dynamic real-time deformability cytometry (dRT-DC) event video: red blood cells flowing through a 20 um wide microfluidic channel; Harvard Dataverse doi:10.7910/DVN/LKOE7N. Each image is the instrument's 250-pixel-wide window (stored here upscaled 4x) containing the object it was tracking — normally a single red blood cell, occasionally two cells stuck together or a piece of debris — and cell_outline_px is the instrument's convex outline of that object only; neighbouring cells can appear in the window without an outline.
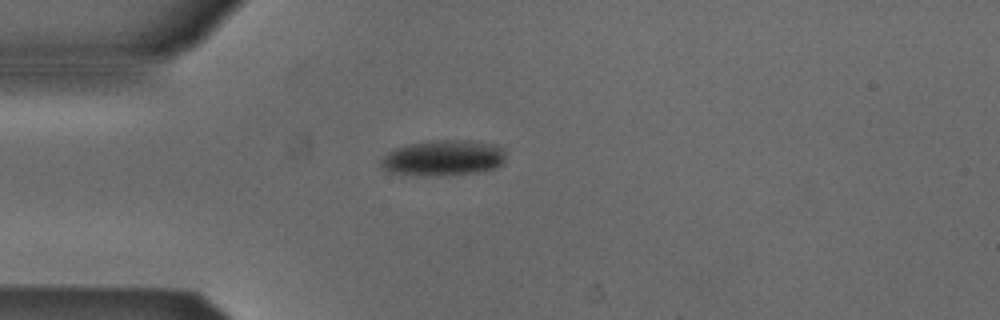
{"species": "Egyptian fruit bat (a non-hibernating species)", "species_latin": "Rousettus aegyptiacus", "temperature_condition": "cold", "stored_images_in_passage": 25, "camera_frame_rate_fps": 3000, "um_per_image_px": 0.085, "animal": {"sex": "male"}, "frame": {"image": 1, "passage_image": 1, "time_ms": 0.0, "image_size_px": [1000, 320], "cell_outline_px": [[504, 164], [496, 168], [476, 172], [388, 172], [380, 168], [380, 156], [392, 148], [408, 144], [440, 140], [460, 140], [492, 144], [500, 148], [504, 152]], "centroid_in_image_um": [37.63, 13.36], "position_along_channel_um": 47.4, "area_um2": 24.62}}
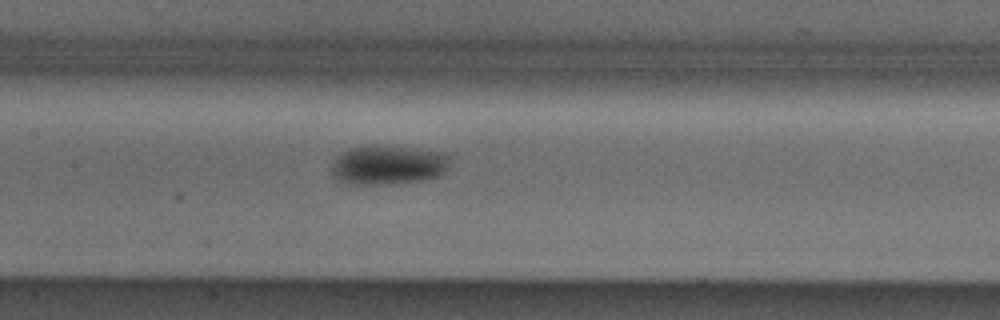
{"frame": {"image": 2, "passage_image": 12, "time_ms": 3.667, "image_size_px": [1000, 320], "cell_outline_px": [[448, 168], [444, 172], [436, 176], [420, 180], [388, 184], [344, 184], [336, 180], [332, 176], [332, 160], [340, 152], [348, 148], [372, 144], [392, 144], [420, 148], [444, 152], [448, 156]], "centroid_in_image_um": [32.92, 13.98], "position_along_channel_um": 174.5, "area_um2": 27.98}}
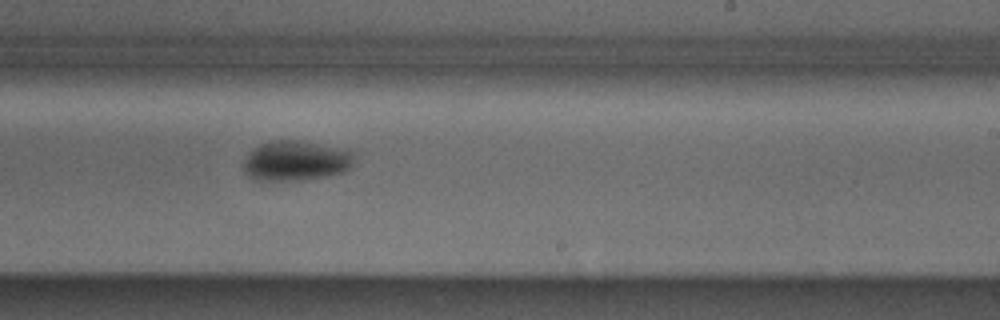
{"frame": {"image": 3, "passage_image": 19, "time_ms": 6.0, "image_size_px": [1000, 320], "cell_outline_px": [[352, 164], [348, 168], [340, 172], [324, 176], [296, 180], [252, 180], [244, 172], [244, 160], [252, 148], [260, 144], [272, 140], [296, 140], [316, 144], [352, 152]], "centroid_in_image_um": [25.03, 13.67], "position_along_channel_um": 264.0, "area_um2": 25.2}}